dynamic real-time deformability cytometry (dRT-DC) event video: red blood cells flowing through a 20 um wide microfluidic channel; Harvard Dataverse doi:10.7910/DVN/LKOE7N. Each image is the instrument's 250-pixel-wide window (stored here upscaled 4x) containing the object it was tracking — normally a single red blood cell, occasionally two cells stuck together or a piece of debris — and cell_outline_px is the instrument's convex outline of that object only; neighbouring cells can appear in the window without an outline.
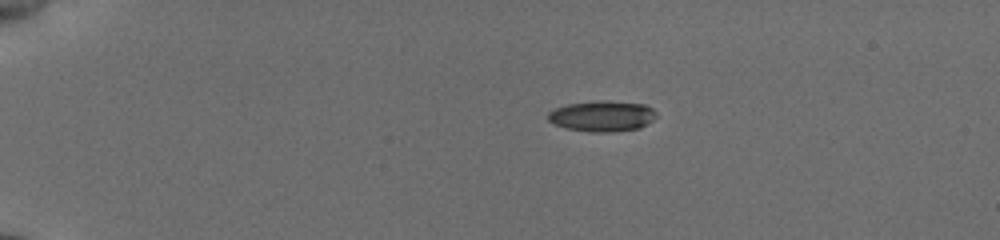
{"species": "common noctule bat (a hibernating species)", "species_latin": "Nyctalus noctula", "temperature_condition": "cold", "stored_images_in_passage": 44, "camera_frame_rate_fps": 3000, "um_per_image_px": 0.085, "animal": {"sex": "female", "body_mass_g": 19.5, "forearm_length_mm": 54.1}, "frame": {"image": 1, "passage_image": 1, "time_ms": 0.0, "image_size_px": [1000, 240], "cell_outline_px": [[656, 116], [652, 120], [640, 128], [612, 132], [588, 132], [564, 128], [552, 124], [548, 120], [548, 112], [556, 108], [568, 104], [608, 100], [644, 104], [652, 108], [656, 112]], "centroid_in_image_um": [51.17, 9.88], "position_along_channel_um": 33.8, "area_um2": 19.48}}
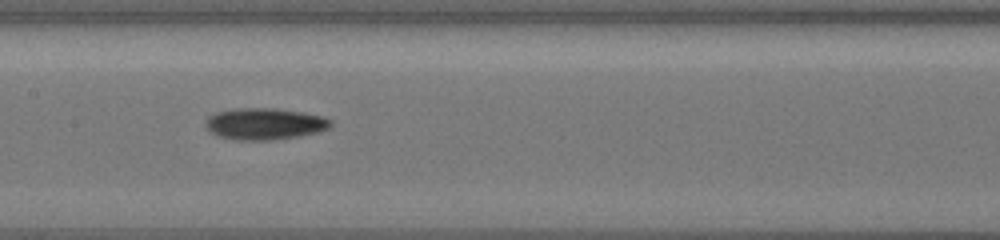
{"frame": {"image": 2, "passage_image": 19, "time_ms": 6.0, "image_size_px": [1000, 240], "cell_outline_px": [[332, 124], [328, 128], [316, 132], [300, 136], [272, 140], [236, 140], [216, 136], [204, 124], [208, 116], [216, 112], [236, 108], [276, 108], [304, 112], [320, 116], [332, 120]], "centroid_in_image_um": [22.47, 10.52], "position_along_channel_um": 184.9, "area_um2": 23.12}}
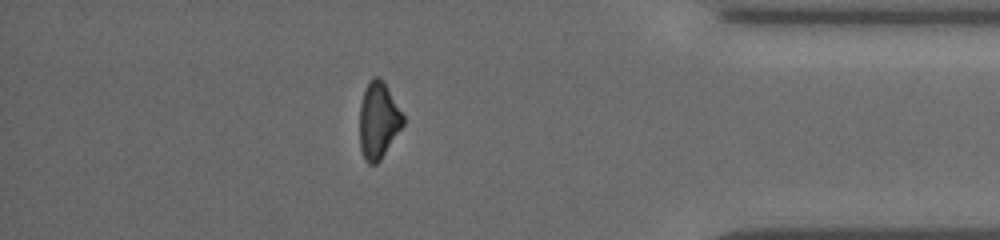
{"frame": {"image": 3, "passage_image": 38, "time_ms": 12.333, "image_size_px": [1000, 240], "cell_outline_px": [[404, 124], [380, 160], [376, 164], [368, 164], [364, 160], [360, 148], [360, 104], [364, 92], [372, 76], [380, 76], [384, 80], [404, 116]], "centroid_in_image_um": [32.16, 10.22], "position_along_channel_um": 403.0, "area_um2": 19.42}, "authors_computed_cell_mechanics": {"area_um2": 20.6057, "velocity_mm_per_s": 3.8424, "shape_relaxation_time_tau1_ms": 2.2198, "shape_relaxation_time_tau2_ms": null, "deformation_change_tau1": 0.1255, "deformation_change_tau2": null}}